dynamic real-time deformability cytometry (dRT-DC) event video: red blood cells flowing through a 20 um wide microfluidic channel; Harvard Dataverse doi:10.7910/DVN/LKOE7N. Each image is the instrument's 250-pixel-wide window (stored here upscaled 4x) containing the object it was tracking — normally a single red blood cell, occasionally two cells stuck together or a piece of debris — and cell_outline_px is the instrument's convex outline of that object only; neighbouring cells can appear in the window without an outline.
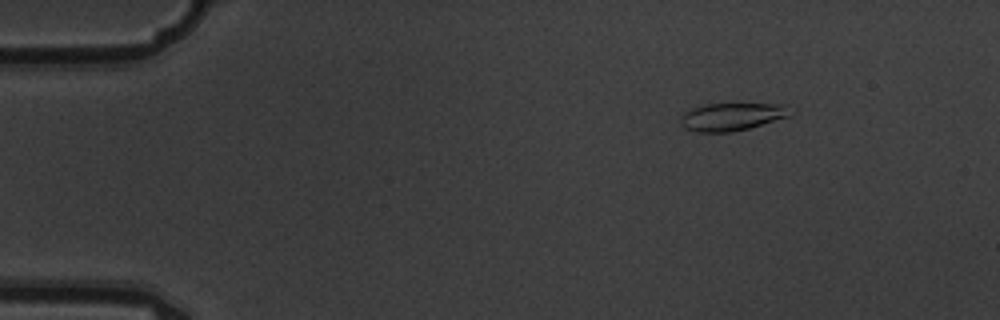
{"species": "common noctule bat (a hibernating species)", "species_latin": "Nyctalus noctula", "temperature_condition": "warm", "stored_images_in_passage": 5, "camera_frame_rate_fps": 3000, "um_per_image_px": 0.085, "animal": {"sex": "male", "body_mass_g": 19.5, "forearm_length_mm": 54.6}, "frame": {"image": 1, "passage_image": 3, "time_ms": 0.667, "image_size_px": [1000, 320], "cell_outline_px": [[796, 108], [788, 116], [748, 128], [732, 132], [696, 132], [684, 128], [680, 116], [684, 112], [692, 108], [704, 104], [788, 104]], "centroid_in_image_um": [62.24, 9.9], "position_along_channel_um": 22.8, "area_um2": 17.8}}